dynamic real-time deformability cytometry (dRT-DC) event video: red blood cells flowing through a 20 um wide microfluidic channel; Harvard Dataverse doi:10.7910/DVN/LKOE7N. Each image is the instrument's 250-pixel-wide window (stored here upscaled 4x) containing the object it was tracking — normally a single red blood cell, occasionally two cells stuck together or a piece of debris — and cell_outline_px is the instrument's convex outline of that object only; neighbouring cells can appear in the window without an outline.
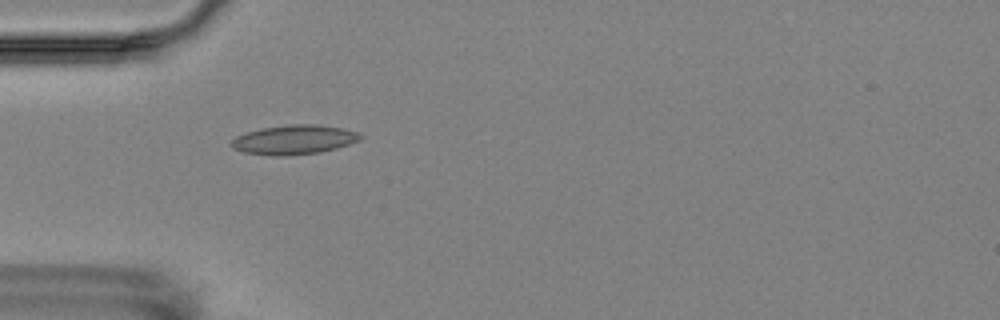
{"species": "Egyptian fruit bat (a non-hibernating species)", "species_latin": "Rousettus aegyptiacus", "temperature_condition": "room temperature", "stored_images_in_passage": 3, "camera_frame_rate_fps": 3000, "um_per_image_px": 0.085, "animal": {"sex": "female"}, "frame": {"image": 1, "passage_image": 1, "time_ms": 0.0, "image_size_px": [1000, 320], "cell_outline_px": [[364, 136], [360, 140], [336, 148], [320, 152], [288, 156], [272, 156], [244, 152], [232, 148], [228, 144], [236, 136], [260, 128], [288, 124], [316, 124], [344, 128], [360, 132]], "centroid_in_image_um": [25.0, 11.87], "position_along_channel_um": 60.0, "area_um2": 22.37}}
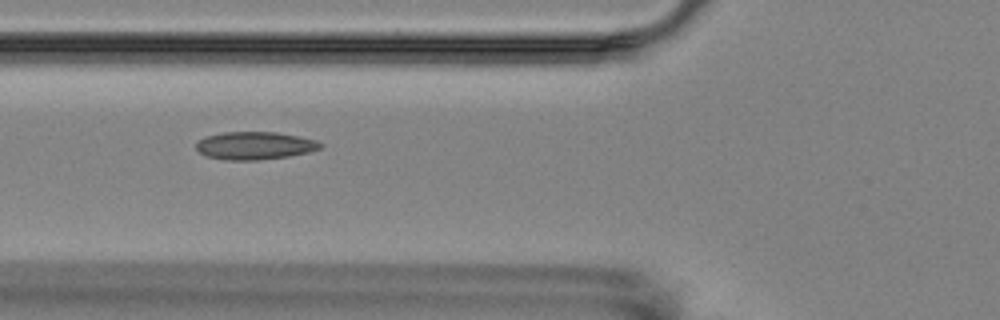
{"frame": {"image": 2, "passage_image": 2, "time_ms": 1.333, "image_size_px": [1000, 320], "cell_outline_px": [[324, 144], [320, 148], [308, 152], [288, 156], [260, 160], [224, 160], [208, 156], [200, 152], [196, 148], [196, 144], [204, 136], [224, 132], [276, 132], [300, 136], [316, 140]], "centroid_in_image_um": [21.66, 12.37], "position_along_channel_um": 104.1, "area_um2": 20.11}}
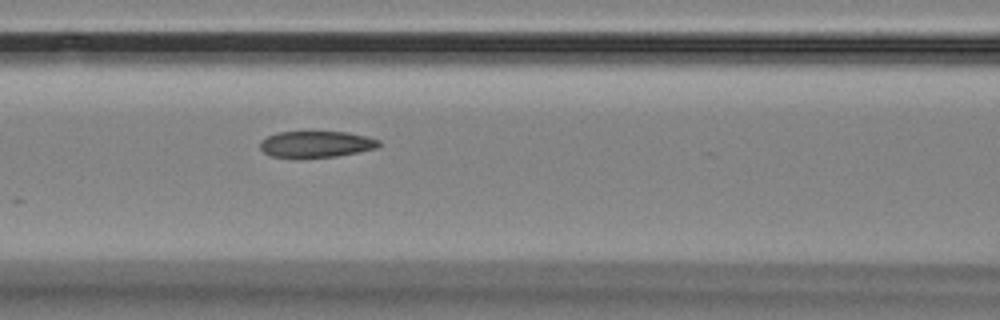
{"frame": {"image": 3, "passage_image": 3, "time_ms": 2.333, "image_size_px": [1000, 320], "cell_outline_px": [[380, 148], [336, 156], [296, 160], [272, 156], [264, 152], [260, 148], [260, 140], [276, 132], [348, 132], [368, 136], [380, 140]], "centroid_in_image_um": [26.87, 12.28], "position_along_channel_um": 139.7, "area_um2": 18.9}}